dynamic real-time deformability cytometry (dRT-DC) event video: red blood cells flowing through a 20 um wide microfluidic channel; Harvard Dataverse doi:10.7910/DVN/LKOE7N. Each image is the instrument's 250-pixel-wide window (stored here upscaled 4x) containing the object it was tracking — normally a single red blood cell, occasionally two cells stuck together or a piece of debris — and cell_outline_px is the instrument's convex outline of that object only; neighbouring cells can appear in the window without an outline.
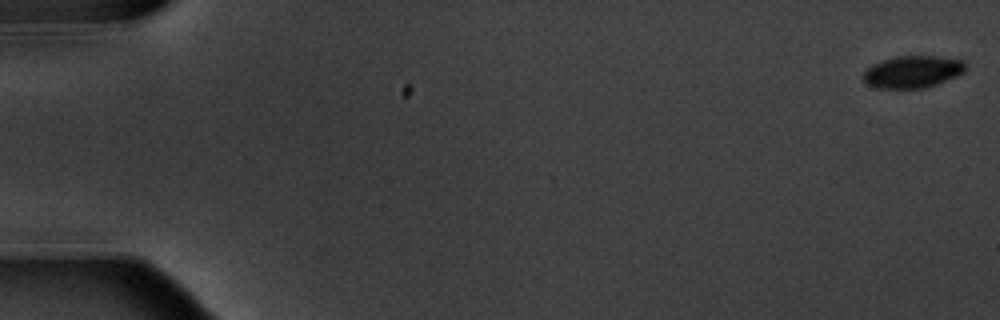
{"species": "common noctule bat (a hibernating species)", "species_latin": "Nyctalus noctula", "temperature_condition": "warm", "stored_images_in_passage": 5, "camera_frame_rate_fps": 3000, "um_per_image_px": 0.085, "animal": {"sex": "male", "body_mass_g": 20.1, "forearm_length_mm": 53.5}, "frame": {"image": 1, "passage_image": 1, "time_ms": 0.0, "image_size_px": [1000, 320], "cell_outline_px": [[964, 72], [956, 76], [936, 84], [924, 88], [880, 88], [868, 84], [864, 80], [864, 72], [872, 64], [880, 60], [896, 56], [936, 56], [964, 60]], "centroid_in_image_um": [77.56, 6.09], "position_along_channel_um": 7.4, "area_um2": 18.96}}
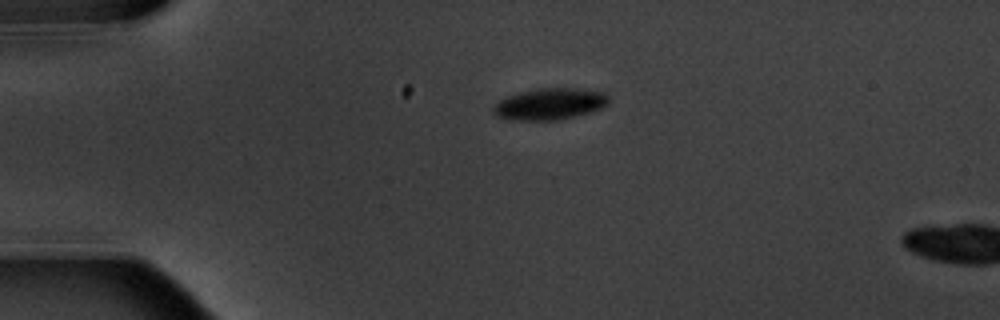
{"frame": {"image": 2, "passage_image": 4, "time_ms": 4.333, "image_size_px": [1000, 320], "cell_outline_px": [[608, 104], [600, 108], [588, 112], [560, 120], [508, 120], [496, 116], [492, 112], [492, 108], [500, 100], [508, 96], [536, 88], [572, 88], [604, 92], [608, 96]], "centroid_in_image_um": [46.7, 8.84], "position_along_channel_um": 38.3, "area_um2": 21.04}}